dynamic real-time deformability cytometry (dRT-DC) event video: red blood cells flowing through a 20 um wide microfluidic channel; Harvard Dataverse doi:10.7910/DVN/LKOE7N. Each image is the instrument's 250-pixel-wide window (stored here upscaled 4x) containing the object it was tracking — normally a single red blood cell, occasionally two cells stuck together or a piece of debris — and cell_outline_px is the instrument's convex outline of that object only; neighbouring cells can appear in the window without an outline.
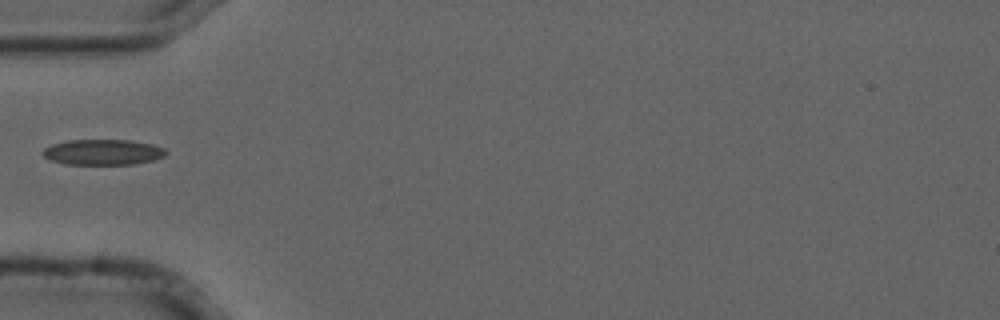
{"species": "common noctule bat (a hibernating species)", "species_latin": "Nyctalus noctula", "temperature_condition": "cold", "stored_images_in_passage": 38, "camera_frame_rate_fps": 3000, "um_per_image_px": 0.085, "animal": {"sex": "male", "forearm_length_mm": 52.5}, "frame": {"image": 1, "passage_image": 1, "time_ms": 0.0, "image_size_px": [1000, 320], "cell_outline_px": [[168, 152], [164, 156], [152, 160], [132, 164], [64, 164], [52, 160], [44, 156], [40, 152], [44, 148], [52, 144], [68, 140], [128, 140], [152, 144], [164, 148]], "centroid_in_image_um": [8.73, 12.93], "position_along_channel_um": 76.3, "area_um2": 18.26}}
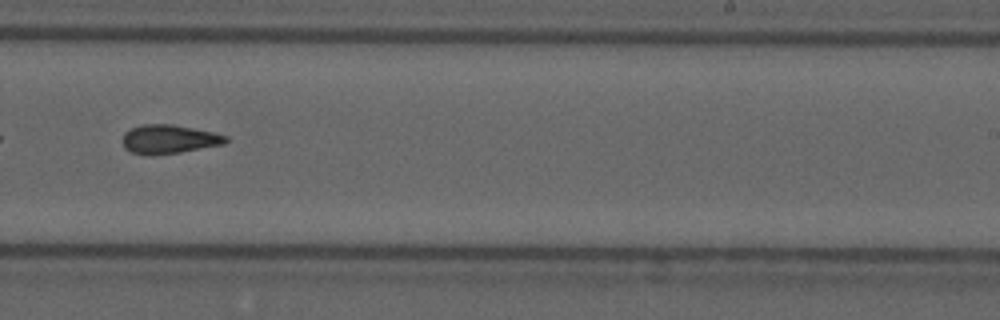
{"frame": {"image": 2, "passage_image": 17, "time_ms": 5.333, "image_size_px": [1000, 320], "cell_outline_px": [[228, 140], [224, 144], [180, 152], [132, 152], [124, 148], [120, 140], [124, 132], [140, 124], [172, 124], [212, 132], [228, 136]], "centroid_in_image_um": [14.36, 11.78], "position_along_channel_um": 274.6, "area_um2": 16.82}}